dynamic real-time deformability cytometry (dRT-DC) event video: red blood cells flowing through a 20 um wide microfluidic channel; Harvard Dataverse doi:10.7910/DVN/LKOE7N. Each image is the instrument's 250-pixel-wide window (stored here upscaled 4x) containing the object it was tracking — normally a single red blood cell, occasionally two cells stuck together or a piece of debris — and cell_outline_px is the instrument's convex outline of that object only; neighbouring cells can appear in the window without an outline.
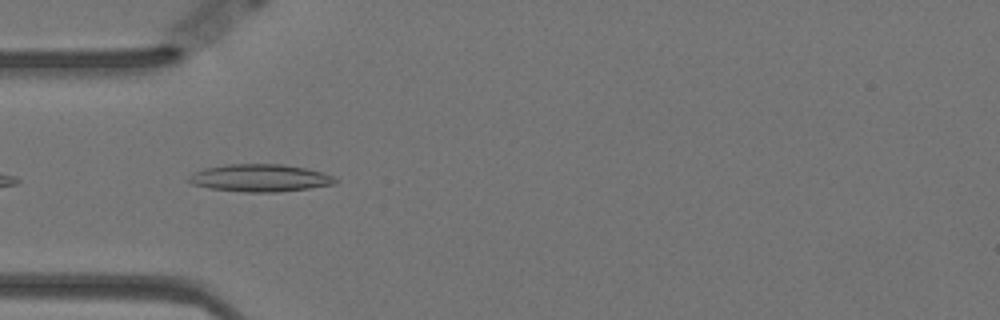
{"species": "Egyptian fruit bat (a non-hibernating species)", "species_latin": "Rousettus aegyptiacus", "temperature_condition": "warm", "stored_images_in_passage": 8, "camera_frame_rate_fps": 3000, "um_per_image_px": 0.085, "animal": {"sex": "female"}, "frame": {"image": 1, "passage_image": 2, "time_ms": 0.333, "image_size_px": [1000, 320], "cell_outline_px": [[336, 184], [308, 188], [276, 192], [244, 192], [208, 188], [192, 184], [188, 180], [188, 176], [204, 168], [228, 164], [284, 164], [324, 172], [332, 176], [336, 180]], "centroid_in_image_um": [22.09, 15.12], "position_along_channel_um": 62.9, "area_um2": 23.35}}